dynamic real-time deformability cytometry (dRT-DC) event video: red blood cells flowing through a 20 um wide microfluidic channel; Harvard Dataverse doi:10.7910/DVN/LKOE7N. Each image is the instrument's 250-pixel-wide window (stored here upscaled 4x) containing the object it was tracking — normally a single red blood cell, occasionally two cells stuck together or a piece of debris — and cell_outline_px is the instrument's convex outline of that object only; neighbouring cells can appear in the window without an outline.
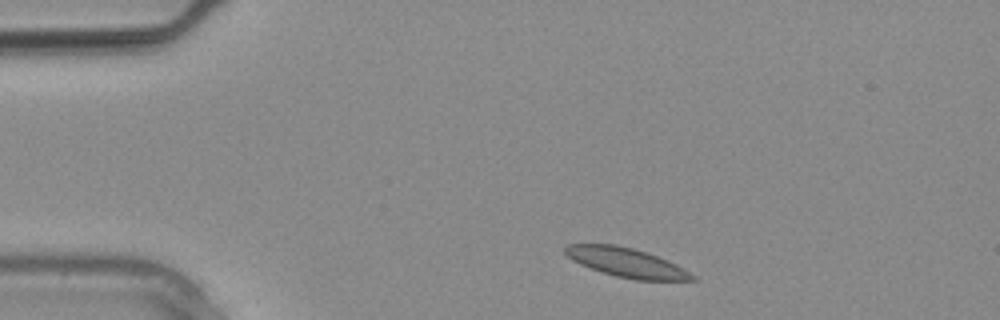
{"species": "common noctule bat (a hibernating species)", "species_latin": "Nyctalus noctula", "temperature_condition": "warm", "stored_images_in_passage": 2, "camera_frame_rate_fps": 3000, "um_per_image_px": 0.085, "animal": {"sex": "male", "body_mass_g": 20.4}, "frame": {"image": 1, "passage_image": 1, "time_ms": 0.0, "image_size_px": [1000, 320], "cell_outline_px": [[696, 280], [636, 280], [616, 276], [580, 264], [572, 260], [564, 252], [564, 248], [568, 244], [616, 244], [632, 248], [656, 256], [696, 276]], "centroid_in_image_um": [53.18, 22.31], "position_along_channel_um": 31.8, "area_um2": 20.98}}
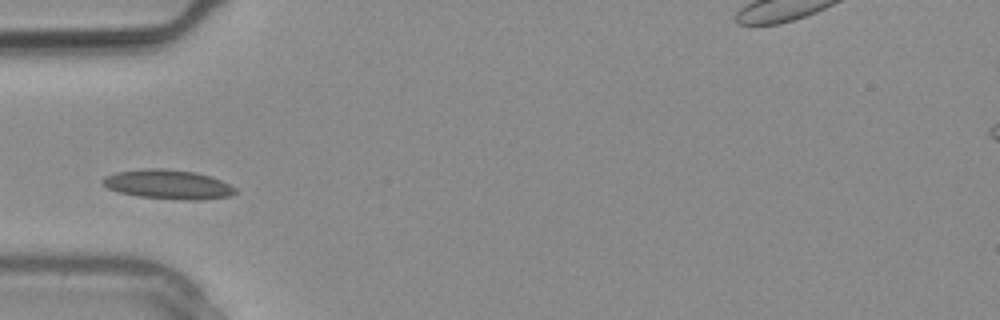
{"frame": {"image": 2, "passage_image": 2, "time_ms": 0.333, "image_size_px": [1000, 320], "cell_outline_px": [[236, 192], [232, 196], [200, 200], [184, 200], [140, 196], [120, 192], [108, 188], [100, 180], [104, 176], [116, 172], [148, 168], [164, 168], [196, 172], [212, 176], [236, 188]], "centroid_in_image_um": [14.31, 15.67], "position_along_channel_um": 70.7, "area_um2": 22.66}}